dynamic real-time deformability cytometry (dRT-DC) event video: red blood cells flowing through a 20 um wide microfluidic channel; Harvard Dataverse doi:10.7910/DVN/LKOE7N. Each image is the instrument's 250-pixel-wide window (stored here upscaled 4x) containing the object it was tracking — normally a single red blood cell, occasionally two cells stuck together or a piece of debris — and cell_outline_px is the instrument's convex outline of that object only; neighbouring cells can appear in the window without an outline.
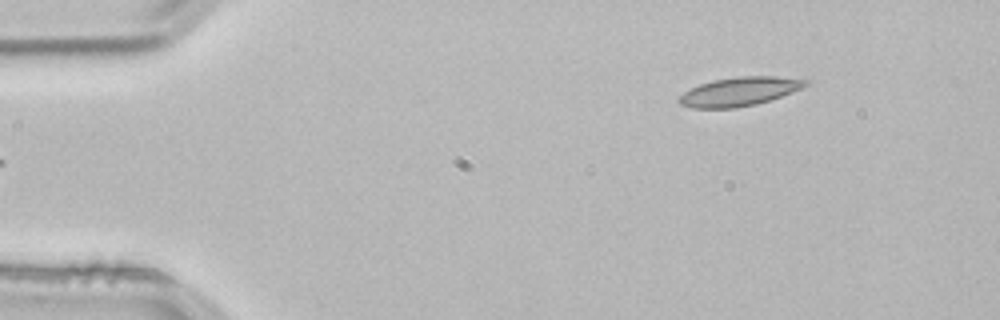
{"species": "common noctule bat (a hibernating species)", "species_latin": "Nyctalus noctula", "temperature_condition": "room temperature", "stored_images_in_passage": 47, "camera_frame_rate_fps": 3000, "um_per_image_px": 0.085, "animal": {"sex": "male", "body_mass_g": 21.5, "forearm_length_mm": 52.0}, "frame": {"image": 1, "passage_image": 1, "time_ms": 0.0, "image_size_px": [1000, 320], "cell_outline_px": [[812, 80], [808, 84], [800, 88], [780, 96], [756, 104], [736, 108], [692, 108], [680, 104], [676, 100], [684, 92], [700, 84], [712, 80], [740, 76], [776, 76]], "centroid_in_image_um": [62.83, 7.77], "position_along_channel_um": 22.2, "area_um2": 21.1}}
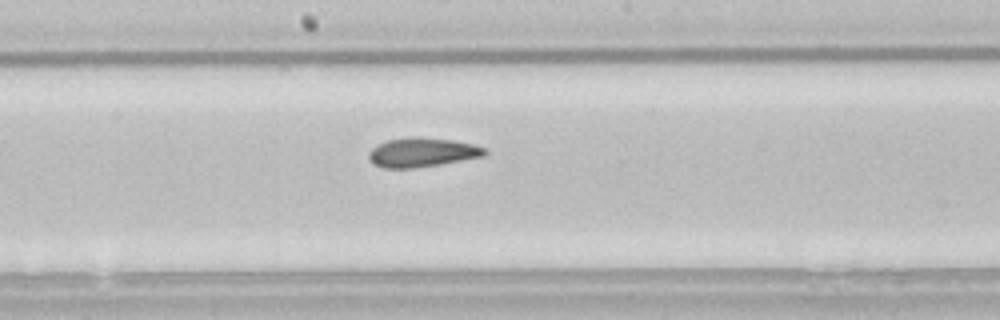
{"frame": {"image": 2, "passage_image": 22, "time_ms": 7.0, "image_size_px": [1000, 320], "cell_outline_px": [[488, 156], [440, 164], [412, 168], [380, 168], [372, 164], [368, 160], [368, 152], [376, 144], [388, 140], [412, 136], [420, 136], [452, 140], [476, 144], [488, 148]], "centroid_in_image_um": [35.91, 12.95], "position_along_channel_um": 212.3, "area_um2": 20.35}}
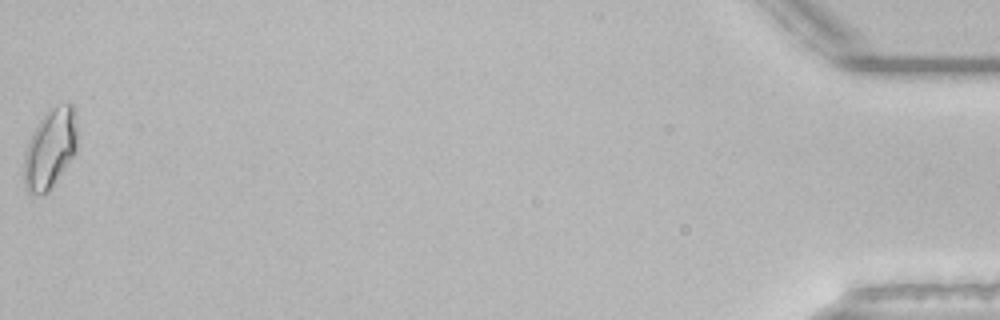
{"frame": {"image": 3, "passage_image": 47, "time_ms": 15.333, "image_size_px": [1000, 320], "cell_outline_px": [[76, 152], [48, 192], [36, 196], [28, 192], [24, 188], [24, 156], [28, 140], [32, 132], [44, 112], [52, 108], [64, 104], [72, 104], [76, 128]], "centroid_in_image_um": [4.22, 12.67], "position_along_channel_um": 431.0, "area_um2": 24.62}, "authors_computed_cell_mechanics": {"area_um2": 19.652, "velocity_mm_per_s": 3.839, "shape_relaxation_time_tau1_ms": null, "shape_relaxation_time_tau2_ms": 3.6354, "deformation_change_tau1": null, "deformation_change_tau2": 0.0833}}